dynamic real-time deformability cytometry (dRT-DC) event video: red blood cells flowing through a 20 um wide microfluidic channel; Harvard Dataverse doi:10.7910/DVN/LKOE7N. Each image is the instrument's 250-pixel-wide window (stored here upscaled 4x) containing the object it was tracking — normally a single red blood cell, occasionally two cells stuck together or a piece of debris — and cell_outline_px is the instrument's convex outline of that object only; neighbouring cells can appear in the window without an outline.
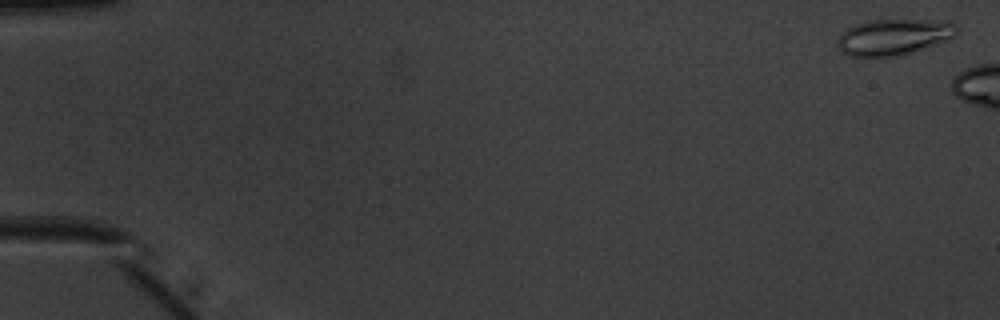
{"species": "common noctule bat (a hibernating species)", "species_latin": "Nyctalus noctula", "temperature_condition": "warm", "stored_images_in_passage": 7, "camera_frame_rate_fps": 3000, "um_per_image_px": 0.085, "animal": {"sex": "male", "body_mass_g": 20.1, "forearm_length_mm": 53.5}, "frame": {"image": 1, "passage_image": 2, "time_ms": 0.333, "image_size_px": [1000, 320], "cell_outline_px": [[960, 28], [956, 36], [948, 40], [900, 56], [868, 60], [848, 56], [840, 52], [836, 44], [836, 40], [848, 28], [856, 24], [868, 20], [948, 20], [956, 24]], "centroid_in_image_um": [75.95, 3.19], "position_along_channel_um": 9.0, "area_um2": 26.13}}